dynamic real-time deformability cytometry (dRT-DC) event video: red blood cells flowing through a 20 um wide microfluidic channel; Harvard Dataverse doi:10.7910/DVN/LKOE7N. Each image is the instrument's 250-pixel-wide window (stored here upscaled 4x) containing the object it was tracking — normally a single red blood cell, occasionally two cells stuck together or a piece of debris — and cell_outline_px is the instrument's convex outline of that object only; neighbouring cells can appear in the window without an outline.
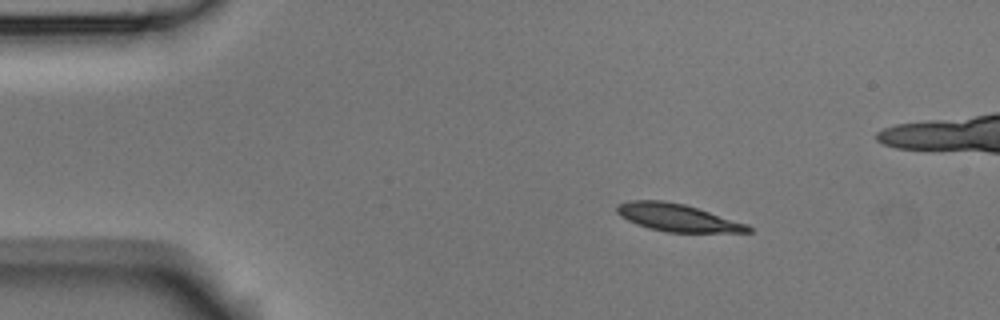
{"species": "Egyptian fruit bat (a non-hibernating species)", "species_latin": "Rousettus aegyptiacus", "temperature_condition": "room temperature", "stored_images_in_passage": 5, "camera_frame_rate_fps": 3000, "um_per_image_px": 0.085, "animal": {"sex": "male"}, "frame": {"image": 1, "passage_image": 2, "time_ms": 0.333, "image_size_px": [1000, 320], "cell_outline_px": [[752, 232], [668, 232], [648, 228], [636, 224], [620, 216], [616, 212], [616, 204], [628, 200], [664, 200], [684, 204], [748, 224], [752, 228]], "centroid_in_image_um": [57.54, 18.49], "position_along_channel_um": 27.5, "area_um2": 21.04}}